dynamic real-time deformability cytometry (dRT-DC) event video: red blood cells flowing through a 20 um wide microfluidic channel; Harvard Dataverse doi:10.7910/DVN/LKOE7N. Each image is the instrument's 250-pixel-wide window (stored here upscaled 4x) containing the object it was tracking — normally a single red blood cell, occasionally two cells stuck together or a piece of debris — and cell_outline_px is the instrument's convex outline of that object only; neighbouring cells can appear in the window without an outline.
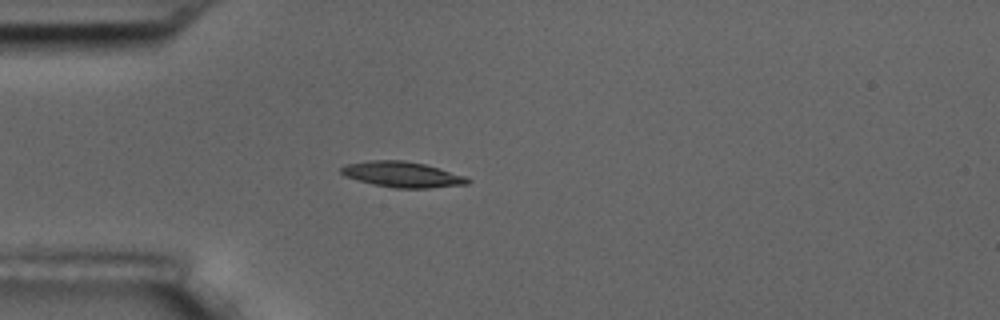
{"species": "common noctule bat (a hibernating species)", "species_latin": "Nyctalus noctula", "temperature_condition": "room temperature", "stored_images_in_passage": 3, "camera_frame_rate_fps": 3000, "um_per_image_px": 0.085, "animal": {"sex": "male", "body_mass_g": 17.5, "forearm_length_mm": 52.3}, "frame": {"image": 1, "passage_image": 3, "time_ms": 3.0, "image_size_px": [1000, 320], "cell_outline_px": [[472, 180], [468, 184], [428, 188], [396, 188], [372, 184], [344, 176], [340, 172], [340, 168], [348, 164], [368, 160], [404, 160], [424, 164], [440, 168], [468, 176]], "centroid_in_image_um": [34.23, 14.83], "position_along_channel_um": 50.8, "area_um2": 19.02}}